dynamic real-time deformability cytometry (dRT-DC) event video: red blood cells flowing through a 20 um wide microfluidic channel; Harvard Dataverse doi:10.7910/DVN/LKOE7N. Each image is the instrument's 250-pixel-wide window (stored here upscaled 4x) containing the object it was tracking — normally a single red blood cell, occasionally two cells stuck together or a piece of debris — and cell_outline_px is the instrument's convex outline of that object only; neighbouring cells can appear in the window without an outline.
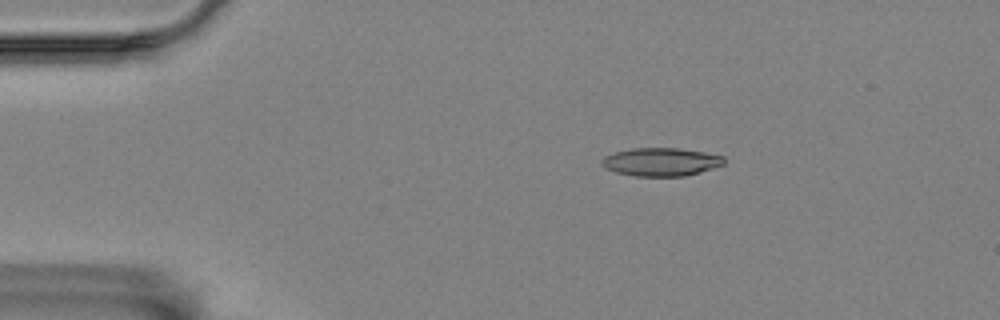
{"species": "Egyptian fruit bat (a non-hibernating species)", "species_latin": "Rousettus aegyptiacus", "temperature_condition": "room temperature", "stored_images_in_passage": 4, "camera_frame_rate_fps": 3000, "um_per_image_px": 0.085, "animal": {"sex": "female"}, "frame": {"image": 1, "passage_image": 2, "time_ms": 0.333, "image_size_px": [1000, 320], "cell_outline_px": [[724, 164], [700, 172], [684, 176], [636, 176], [616, 172], [604, 168], [600, 164], [600, 160], [604, 156], [616, 152], [632, 148], [680, 148], [704, 152], [724, 156]], "centroid_in_image_um": [56.16, 13.76], "position_along_channel_um": 28.8, "area_um2": 20.11}}
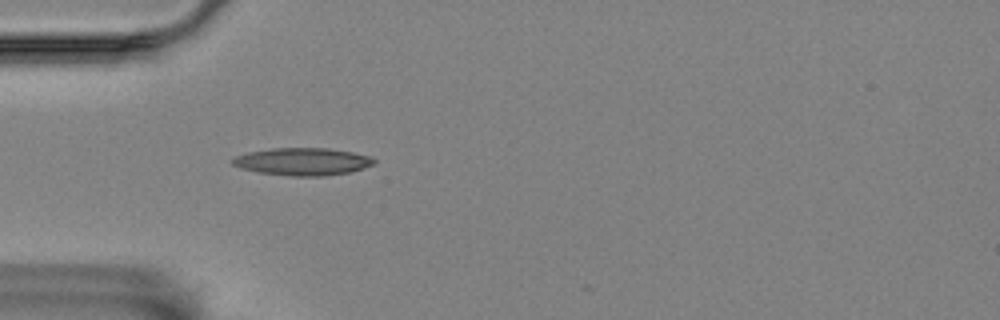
{"frame": {"image": 2, "passage_image": 4, "time_ms": 1.0, "image_size_px": [1000, 320], "cell_outline_px": [[376, 164], [364, 168], [348, 172], [324, 176], [288, 176], [260, 172], [240, 168], [232, 164], [232, 160], [236, 156], [248, 152], [272, 148], [328, 148], [352, 152], [372, 156], [376, 160]], "centroid_in_image_um": [25.76, 13.73], "position_along_channel_um": 59.2, "area_um2": 22.72}}